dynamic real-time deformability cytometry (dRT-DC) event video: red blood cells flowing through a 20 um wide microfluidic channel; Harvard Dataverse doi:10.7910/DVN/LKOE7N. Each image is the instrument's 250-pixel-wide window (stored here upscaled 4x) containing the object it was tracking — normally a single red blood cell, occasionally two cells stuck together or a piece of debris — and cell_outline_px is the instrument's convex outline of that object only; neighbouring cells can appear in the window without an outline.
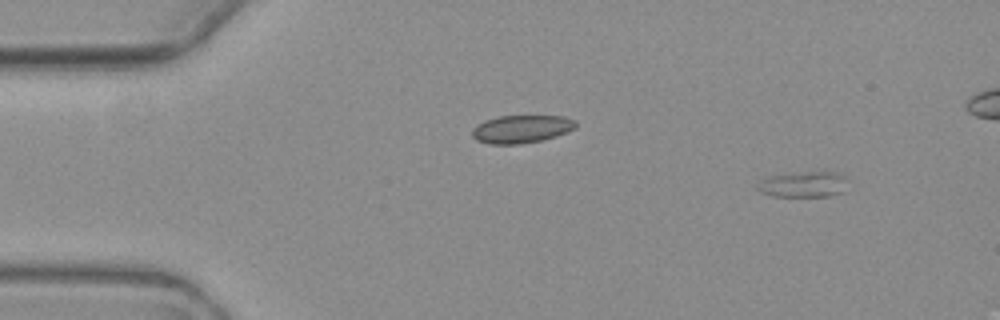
{"species": "common noctule bat (a hibernating species)", "species_latin": "Nyctalus noctula", "temperature_condition": "warm", "stored_images_in_passage": 5, "camera_frame_rate_fps": 3000, "um_per_image_px": 0.085, "animal": {"sex": "female", "body_mass_g": 19.3, "forearm_length_mm": 54.1}, "frame": {"image": 1, "passage_image": 1, "time_ms": 0.0, "image_size_px": [1000, 320], "cell_outline_px": [[848, 180], [844, 192], [828, 196], [772, 196], [760, 192], [756, 188], [756, 184], [768, 176], [804, 172], [836, 172], [844, 176]], "centroid_in_image_um": [68.3, 15.68], "position_along_channel_um": 16.7, "area_um2": 13.58}}